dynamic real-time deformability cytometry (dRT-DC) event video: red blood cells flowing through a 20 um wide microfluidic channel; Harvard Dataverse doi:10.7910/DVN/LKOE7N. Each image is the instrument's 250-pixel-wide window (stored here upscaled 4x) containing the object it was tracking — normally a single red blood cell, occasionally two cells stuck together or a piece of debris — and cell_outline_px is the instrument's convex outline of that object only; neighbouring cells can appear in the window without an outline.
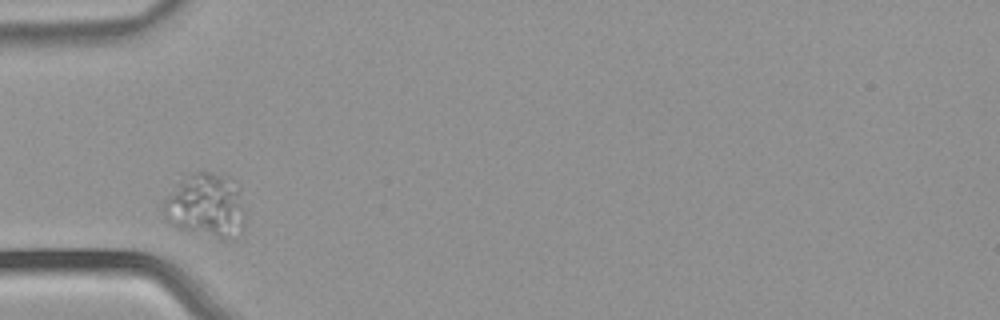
{"species": "common noctule bat (a hibernating species)", "species_latin": "Nyctalus noctula", "temperature_condition": "warm", "stored_images_in_passage": 6, "camera_frame_rate_fps": 3000, "um_per_image_px": 0.085, "animal": {"sex": "male", "body_mass_g": 21.5, "forearm_length_mm": 52.0}, "frame": {"image": 1, "passage_image": 1, "time_ms": 0.0, "image_size_px": [1000, 320], "cell_outline_px": [[244, 228], [232, 240], [220, 240], [180, 228], [168, 220], [164, 216], [164, 200], [176, 184], [192, 172], [200, 168], [228, 176], [240, 188], [244, 216]], "centroid_in_image_um": [17.55, 17.45], "position_along_channel_um": 67.4, "area_um2": 30.98}}
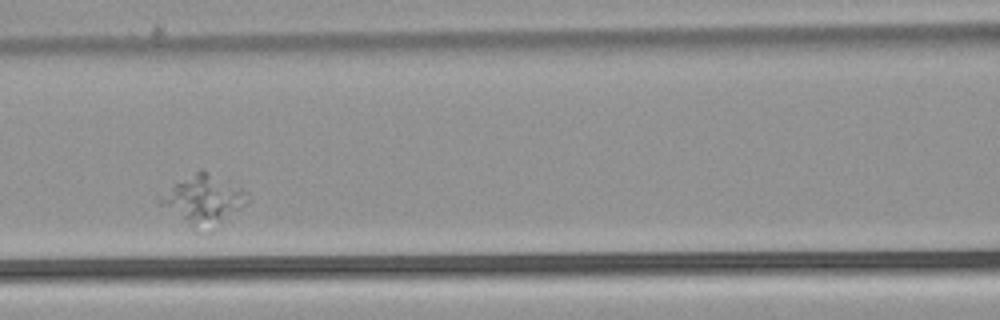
{"frame": {"image": 2, "passage_image": 3, "time_ms": 0.667, "image_size_px": [1000, 320], "cell_outline_px": [[248, 204], [212, 232], [208, 232], [192, 224], [156, 204], [176, 184], [200, 168], [248, 192]], "centroid_in_image_um": [17.4, 17.02], "position_along_channel_um": 149.2, "area_um2": 24.45}}
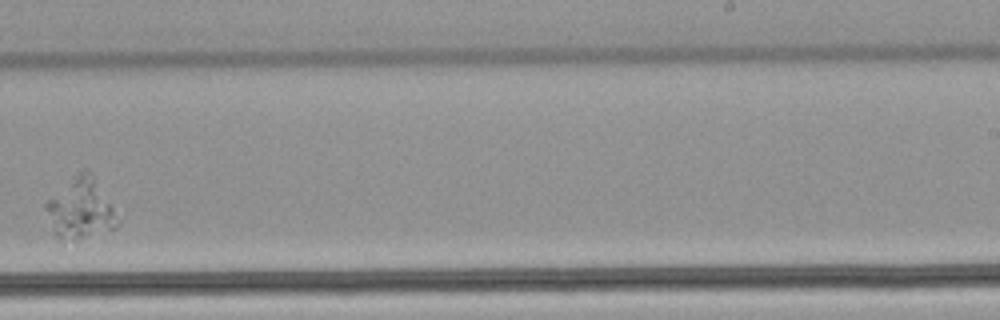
{"frame": {"image": 3, "passage_image": 6, "time_ms": 1.667, "image_size_px": [1000, 320], "cell_outline_px": [[116, 228], [72, 240], [56, 236], [52, 228], [44, 204], [72, 176], [88, 168], [112, 208], [116, 224]], "centroid_in_image_um": [6.79, 17.72], "position_along_channel_um": 282.2, "area_um2": 23.93}}